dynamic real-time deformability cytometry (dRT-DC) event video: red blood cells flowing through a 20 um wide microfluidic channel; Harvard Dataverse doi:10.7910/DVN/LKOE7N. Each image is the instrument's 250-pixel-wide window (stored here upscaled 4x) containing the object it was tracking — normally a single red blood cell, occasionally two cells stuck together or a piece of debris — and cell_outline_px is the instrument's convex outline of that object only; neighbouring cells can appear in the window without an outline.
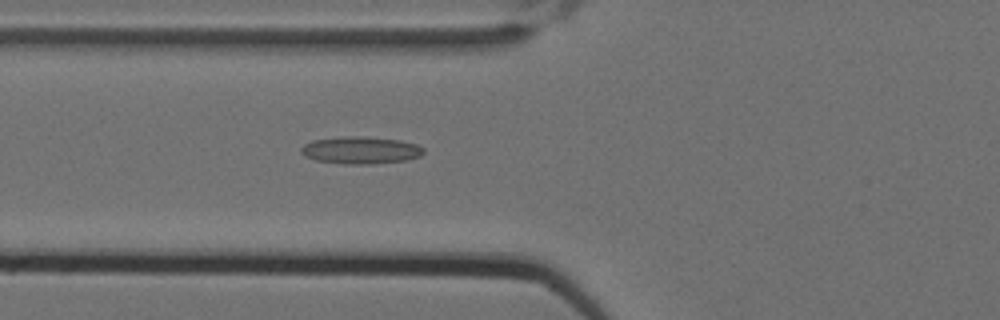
{"species": "Egyptian fruit bat (a non-hibernating species)", "species_latin": "Rousettus aegyptiacus", "temperature_condition": "cold", "stored_images_in_passage": 5, "camera_frame_rate_fps": 3000, "um_per_image_px": 0.085, "animal": {"sex": "female"}, "frame": {"image": 1, "passage_image": 5, "time_ms": 1.333, "image_size_px": [1000, 320], "cell_outline_px": [[424, 152], [420, 156], [408, 160], [368, 164], [344, 164], [316, 160], [304, 156], [300, 152], [300, 148], [304, 144], [312, 140], [340, 136], [364, 136], [400, 140], [416, 144], [424, 148]], "centroid_in_image_um": [30.64, 12.76], "position_along_channel_um": 95.2, "area_um2": 19.65}}